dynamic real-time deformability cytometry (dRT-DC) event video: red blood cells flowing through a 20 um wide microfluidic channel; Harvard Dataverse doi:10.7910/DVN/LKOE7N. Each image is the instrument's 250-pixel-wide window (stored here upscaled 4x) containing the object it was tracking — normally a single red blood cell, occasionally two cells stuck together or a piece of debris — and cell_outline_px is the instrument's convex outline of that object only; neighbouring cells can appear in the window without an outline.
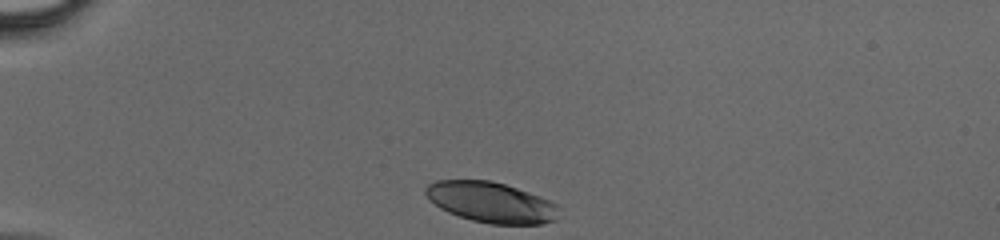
{"species": "human", "species_latin": "Homo sapiens", "temperature_condition": "cold", "stored_images_in_passage": 29, "camera_frame_rate_fps": 3000, "um_per_image_px": 0.085, "donor": {"sex": "male"}, "frame": {"image": 1, "passage_image": 1, "time_ms": 0.0, "image_size_px": [1000, 240], "cell_outline_px": [[560, 208], [556, 220], [540, 224], [492, 224], [472, 220], [448, 212], [440, 208], [428, 200], [424, 192], [424, 188], [428, 184], [436, 180], [492, 180], [528, 192], [548, 200], [556, 204]], "centroid_in_image_um": [41.71, 17.19], "position_along_channel_um": 43.3, "area_um2": 31.5}}
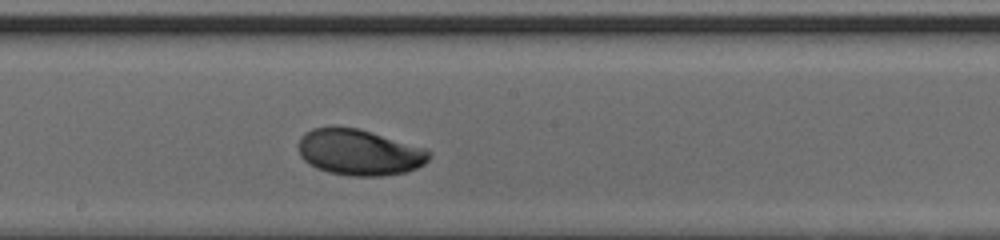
{"frame": {"image": 2, "passage_image": 16, "time_ms": 5.0, "image_size_px": [1000, 240], "cell_outline_px": [[432, 156], [424, 164], [408, 172], [380, 176], [348, 176], [328, 172], [316, 168], [304, 160], [300, 156], [300, 136], [312, 128], [356, 128], [424, 148], [432, 152]], "centroid_in_image_um": [30.56, 12.98], "position_along_channel_um": 217.6, "area_um2": 34.62}}
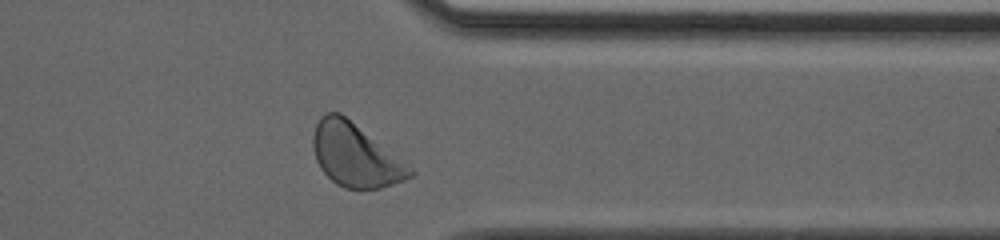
{"frame": {"image": 3, "passage_image": 27, "time_ms": 8.667, "image_size_px": [1000, 240], "cell_outline_px": [[416, 172], [412, 176], [404, 180], [380, 188], [344, 188], [336, 184], [320, 168], [316, 160], [312, 144], [312, 136], [316, 124], [320, 116], [328, 112], [340, 112], [408, 160]], "centroid_in_image_um": [30.27, 13.17], "position_along_channel_um": 381.1, "area_um2": 36.41}}